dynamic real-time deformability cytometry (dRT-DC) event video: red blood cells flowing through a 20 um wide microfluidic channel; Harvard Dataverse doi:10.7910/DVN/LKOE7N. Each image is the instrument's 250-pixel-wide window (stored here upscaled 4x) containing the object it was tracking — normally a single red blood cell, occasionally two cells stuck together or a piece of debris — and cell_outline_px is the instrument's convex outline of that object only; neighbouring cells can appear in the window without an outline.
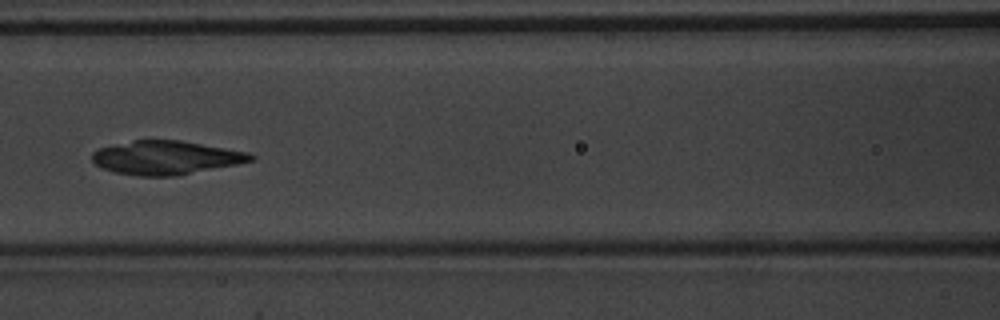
{"species": "common noctule bat (a hibernating species)", "species_latin": "Nyctalus noctula", "temperature_condition": "warm", "stored_images_in_passage": 49, "camera_frame_rate_fps": 3000, "um_per_image_px": 0.085, "animal": {"sex": "male", "body_mass_g": 20.1, "forearm_length_mm": 53.5}, "frame": {"image": 1, "passage_image": 21, "time_ms": 6.667, "image_size_px": [1000, 320], "cell_outline_px": [[256, 156], [252, 160], [236, 164], [176, 176], [140, 176], [116, 172], [104, 168], [96, 164], [92, 160], [92, 152], [100, 148], [112, 144], [132, 140], [180, 140], [248, 152]], "centroid_in_image_um": [14.09, 13.39], "position_along_channel_um": 152.5, "area_um2": 30.92}}
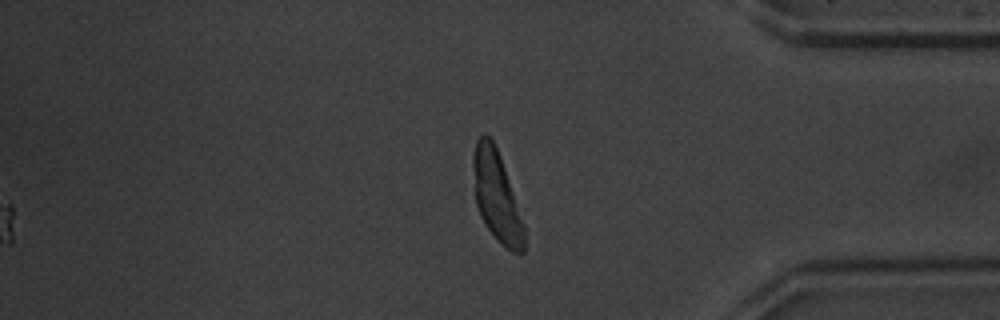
{"frame": {"image": 2, "passage_image": 41, "time_ms": 13.333, "image_size_px": [1000, 320], "cell_outline_px": [[524, 252], [512, 252], [484, 224], [480, 216], [476, 204], [472, 164], [472, 156], [476, 140], [484, 132], [492, 140], [496, 148], [504, 168], [524, 224]], "centroid_in_image_um": [42.18, 16.64], "position_along_channel_um": 393.0, "area_um2": 26.13}}
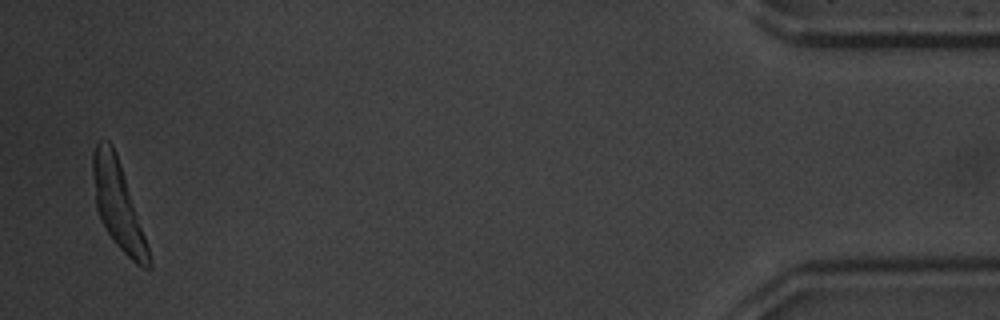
{"frame": {"image": 3, "passage_image": 48, "time_ms": 15.667, "image_size_px": [1000, 320], "cell_outline_px": [[152, 268], [144, 268], [136, 264], [116, 244], [108, 232], [96, 208], [92, 172], [92, 152], [96, 144], [100, 140], [108, 140], [112, 144], [116, 152], [148, 248], [152, 264]], "centroid_in_image_um": [10.0, 17.38], "position_along_channel_um": 425.2, "area_um2": 27.4}, "authors_computed_cell_mechanics": {"area_um2": 29.3046, "velocity_mm_per_s": 3.8922, "shape_relaxation_time_tau1_ms": 8.9419, "shape_relaxation_time_tau2_ms": 2.1421, "deformation_change_tau1": 0.4206, "deformation_change_tau2": 0.0548}}